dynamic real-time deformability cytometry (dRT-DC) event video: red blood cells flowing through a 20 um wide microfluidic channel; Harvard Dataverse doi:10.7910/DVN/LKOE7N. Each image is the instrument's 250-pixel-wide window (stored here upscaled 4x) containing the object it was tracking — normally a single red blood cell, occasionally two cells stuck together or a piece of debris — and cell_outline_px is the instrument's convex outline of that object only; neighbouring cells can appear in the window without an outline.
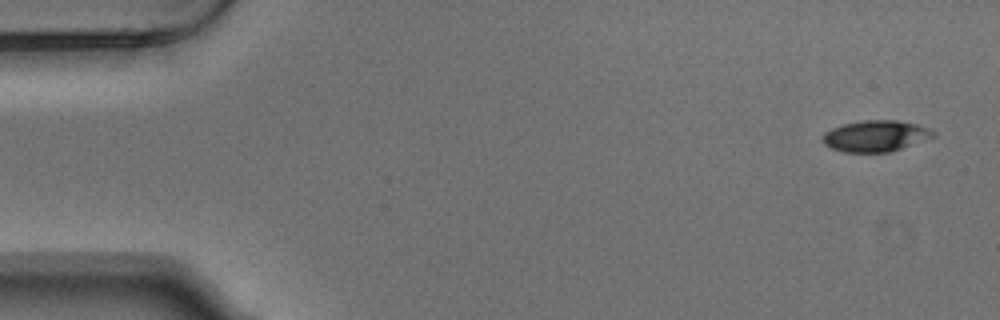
{"species": "Egyptian fruit bat (a non-hibernating species)", "species_latin": "Rousettus aegyptiacus", "temperature_condition": "warm", "stored_images_in_passage": 4, "camera_frame_rate_fps": 3000, "um_per_image_px": 0.085, "animal": {"sex": "male"}, "frame": {"image": 1, "passage_image": 1, "time_ms": 0.0, "image_size_px": [1000, 320], "cell_outline_px": [[936, 136], [888, 152], [844, 152], [832, 148], [824, 144], [824, 132], [832, 128], [844, 124], [864, 120], [896, 120], [916, 124], [928, 128], [936, 132]], "centroid_in_image_um": [74.43, 11.55], "position_along_channel_um": 10.6, "area_um2": 19.83}}
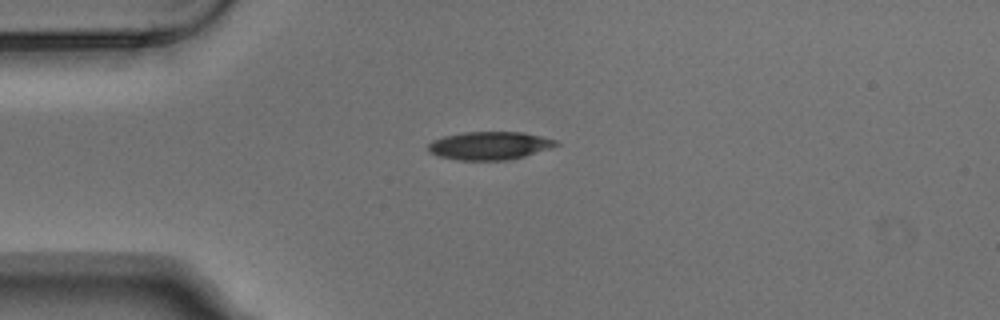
{"frame": {"image": 2, "passage_image": 4, "time_ms": 1.0, "image_size_px": [1000, 320], "cell_outline_px": [[560, 144], [552, 148], [524, 156], [508, 160], [460, 160], [440, 156], [428, 152], [428, 144], [432, 140], [444, 136], [464, 132], [524, 132], [556, 140]], "centroid_in_image_um": [41.62, 12.38], "position_along_channel_um": 43.4, "area_um2": 20.92}}